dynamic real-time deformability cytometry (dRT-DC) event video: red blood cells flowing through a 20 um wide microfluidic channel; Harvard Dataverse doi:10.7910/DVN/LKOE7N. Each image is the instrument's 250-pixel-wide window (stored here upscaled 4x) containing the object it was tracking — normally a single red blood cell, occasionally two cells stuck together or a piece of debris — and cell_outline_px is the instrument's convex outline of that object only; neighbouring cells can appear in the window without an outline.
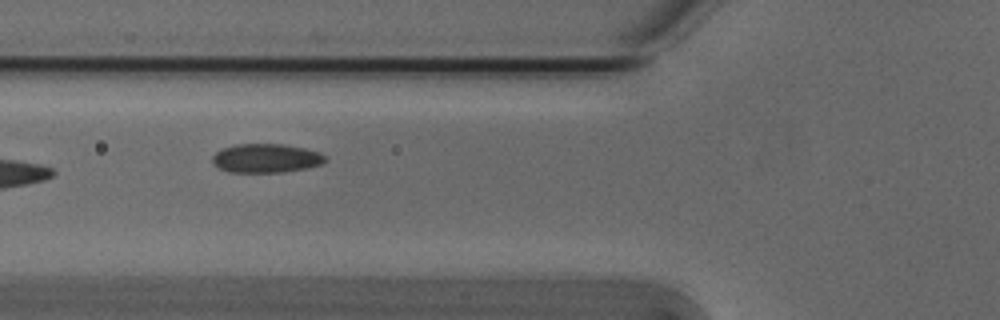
{"species": "Egyptian fruit bat (a non-hibernating species)", "species_latin": "Rousettus aegyptiacus", "temperature_condition": "cold", "stored_images_in_passage": 35, "camera_frame_rate_fps": 3000, "um_per_image_px": 0.085, "animal": {"sex": "male"}, "frame": {"image": 1, "passage_image": 6, "time_ms": 1.667, "image_size_px": [1000, 320], "cell_outline_px": [[328, 160], [320, 164], [308, 168], [284, 172], [228, 172], [216, 168], [212, 164], [212, 156], [216, 152], [224, 148], [236, 144], [284, 144], [304, 148], [320, 152], [328, 156]], "centroid_in_image_um": [22.62, 13.45], "position_along_channel_um": 103.2, "area_um2": 19.31}}
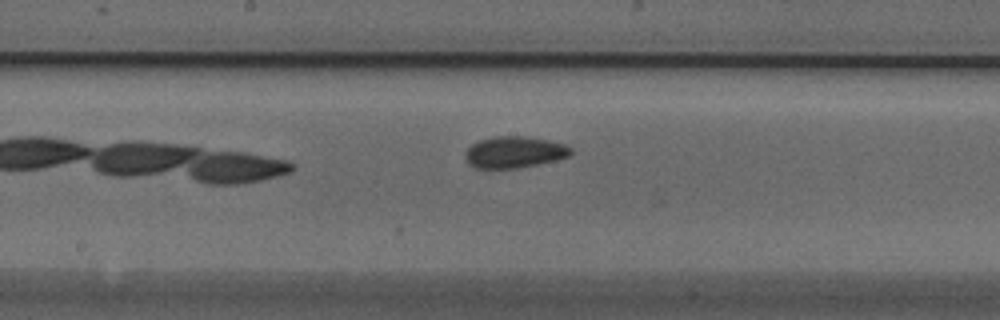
{"frame": {"image": 2, "passage_image": 14, "time_ms": 4.333, "image_size_px": [1000, 320], "cell_outline_px": [[572, 152], [568, 156], [556, 160], [516, 168], [476, 168], [468, 164], [464, 156], [468, 148], [472, 144], [480, 140], [496, 136], [524, 136], [548, 140], [564, 144], [572, 148]], "centroid_in_image_um": [43.7, 12.93], "position_along_channel_um": 204.5, "area_um2": 19.25}}
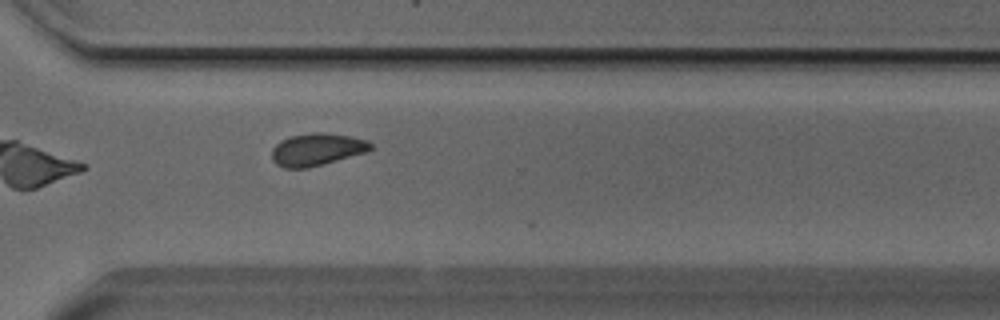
{"frame": {"image": 3, "passage_image": 25, "time_ms": 8.0, "image_size_px": [1000, 320], "cell_outline_px": [[372, 148], [368, 152], [308, 168], [284, 168], [276, 164], [272, 160], [272, 148], [280, 140], [292, 136], [312, 132], [320, 132], [348, 136], [368, 140], [372, 144]], "centroid_in_image_um": [26.93, 12.71], "position_along_channel_um": 343.7, "area_um2": 18.67}, "authors_computed_cell_mechanics": {"area_um2": 18.9584, "velocity_mm_per_s": 3.7951, "shape_relaxation_time_tau1_ms": 4.347, "shape_relaxation_time_tau2_ms": null, "deformation_change_tau1": 0.0651, "deformation_change_tau2": null}}